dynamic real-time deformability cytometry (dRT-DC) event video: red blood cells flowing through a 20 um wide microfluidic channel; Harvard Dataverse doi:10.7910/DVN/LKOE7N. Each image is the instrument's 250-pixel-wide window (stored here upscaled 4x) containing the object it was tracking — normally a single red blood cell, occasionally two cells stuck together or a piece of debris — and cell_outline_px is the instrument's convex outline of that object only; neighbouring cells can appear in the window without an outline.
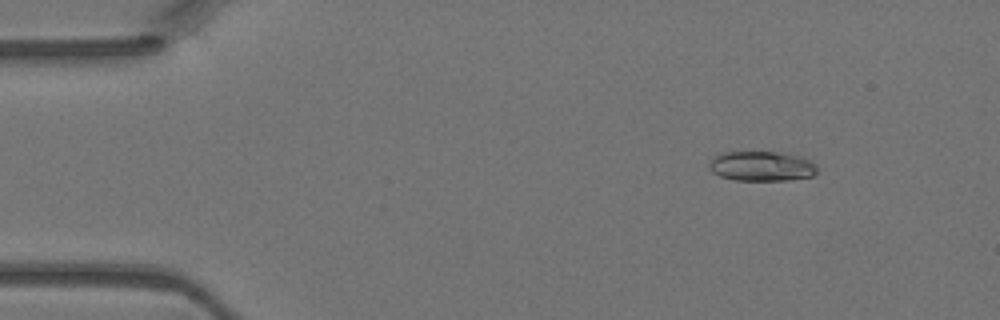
{"species": "Egyptian fruit bat (a non-hibernating species)", "species_latin": "Rousettus aegyptiacus", "temperature_condition": "warm", "stored_images_in_passage": 46, "camera_frame_rate_fps": 3000, "um_per_image_px": 0.085, "animal": {"sex": "female"}, "frame": {"image": 1, "passage_image": 6, "time_ms": 1.667, "image_size_px": [1000, 320], "cell_outline_px": [[816, 172], [812, 176], [788, 180], [736, 180], [720, 176], [712, 172], [708, 168], [708, 164], [720, 152], [780, 152], [800, 156], [816, 164]], "centroid_in_image_um": [64.72, 14.12], "position_along_channel_um": 20.3, "area_um2": 18.73}}
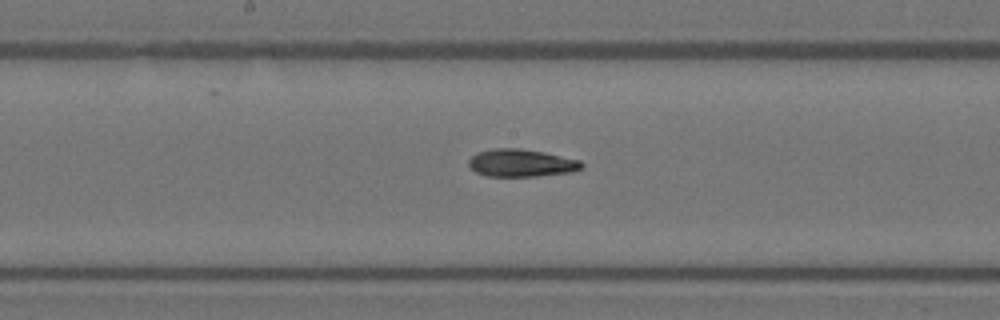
{"frame": {"image": 2, "passage_image": 24, "time_ms": 7.667, "image_size_px": [1000, 320], "cell_outline_px": [[584, 168], [572, 172], [536, 176], [488, 176], [476, 172], [468, 164], [468, 160], [476, 152], [492, 148], [520, 148], [544, 152], [580, 160], [584, 164]], "centroid_in_image_um": [44.32, 13.84], "position_along_channel_um": 203.9, "area_um2": 18.26}}
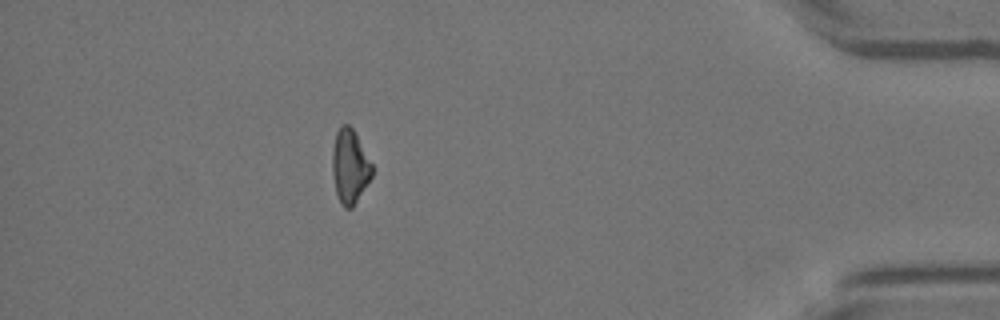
{"frame": {"image": 3, "passage_image": 41, "time_ms": 13.333, "image_size_px": [1000, 320], "cell_outline_px": [[372, 176], [352, 208], [344, 208], [340, 204], [336, 192], [332, 172], [332, 148], [336, 132], [344, 124], [348, 124], [352, 128], [372, 164]], "centroid_in_image_um": [29.71, 14.17], "position_along_channel_um": 405.5, "area_um2": 16.94}}